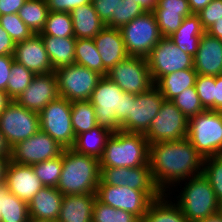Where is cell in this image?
Here are the masks:
<instances>
[{"label":"cell","mask_w":222,"mask_h":222,"mask_svg":"<svg viewBox=\"0 0 222 222\" xmlns=\"http://www.w3.org/2000/svg\"><path fill=\"white\" fill-rule=\"evenodd\" d=\"M203 162L204 158L187 137L149 144L148 163L154 182L163 194L169 193L178 183L180 186L181 181L201 175Z\"/></svg>","instance_id":"1"},{"label":"cell","mask_w":222,"mask_h":222,"mask_svg":"<svg viewBox=\"0 0 222 222\" xmlns=\"http://www.w3.org/2000/svg\"><path fill=\"white\" fill-rule=\"evenodd\" d=\"M99 159L72 148L63 150V165L57 190L63 195L96 194L100 182Z\"/></svg>","instance_id":"2"},{"label":"cell","mask_w":222,"mask_h":222,"mask_svg":"<svg viewBox=\"0 0 222 222\" xmlns=\"http://www.w3.org/2000/svg\"><path fill=\"white\" fill-rule=\"evenodd\" d=\"M149 143L142 133L117 131L106 141L100 167L134 168L148 164Z\"/></svg>","instance_id":"3"},{"label":"cell","mask_w":222,"mask_h":222,"mask_svg":"<svg viewBox=\"0 0 222 222\" xmlns=\"http://www.w3.org/2000/svg\"><path fill=\"white\" fill-rule=\"evenodd\" d=\"M184 182L185 187L176 196L178 201L175 204L189 222H200L222 210L210 182L203 174L190 177Z\"/></svg>","instance_id":"4"},{"label":"cell","mask_w":222,"mask_h":222,"mask_svg":"<svg viewBox=\"0 0 222 222\" xmlns=\"http://www.w3.org/2000/svg\"><path fill=\"white\" fill-rule=\"evenodd\" d=\"M95 108L97 124L110 132L121 131L123 90L109 77L102 76L89 100Z\"/></svg>","instance_id":"5"},{"label":"cell","mask_w":222,"mask_h":222,"mask_svg":"<svg viewBox=\"0 0 222 222\" xmlns=\"http://www.w3.org/2000/svg\"><path fill=\"white\" fill-rule=\"evenodd\" d=\"M187 139L203 158L222 154V111L204 110L188 119Z\"/></svg>","instance_id":"6"},{"label":"cell","mask_w":222,"mask_h":222,"mask_svg":"<svg viewBox=\"0 0 222 222\" xmlns=\"http://www.w3.org/2000/svg\"><path fill=\"white\" fill-rule=\"evenodd\" d=\"M161 191H139L128 186H112L101 180L96 190V198L113 208L129 212L142 220L149 205L159 199Z\"/></svg>","instance_id":"7"},{"label":"cell","mask_w":222,"mask_h":222,"mask_svg":"<svg viewBox=\"0 0 222 222\" xmlns=\"http://www.w3.org/2000/svg\"><path fill=\"white\" fill-rule=\"evenodd\" d=\"M119 30L129 56L146 58L162 38L152 11H146Z\"/></svg>","instance_id":"8"},{"label":"cell","mask_w":222,"mask_h":222,"mask_svg":"<svg viewBox=\"0 0 222 222\" xmlns=\"http://www.w3.org/2000/svg\"><path fill=\"white\" fill-rule=\"evenodd\" d=\"M71 101L58 97L39 112L40 130L62 148H72L76 139L71 122Z\"/></svg>","instance_id":"9"},{"label":"cell","mask_w":222,"mask_h":222,"mask_svg":"<svg viewBox=\"0 0 222 222\" xmlns=\"http://www.w3.org/2000/svg\"><path fill=\"white\" fill-rule=\"evenodd\" d=\"M59 96L68 101L90 100L102 75L73 63L54 70Z\"/></svg>","instance_id":"10"},{"label":"cell","mask_w":222,"mask_h":222,"mask_svg":"<svg viewBox=\"0 0 222 222\" xmlns=\"http://www.w3.org/2000/svg\"><path fill=\"white\" fill-rule=\"evenodd\" d=\"M188 119L171 100H164L158 115L144 133L149 144L187 137Z\"/></svg>","instance_id":"11"},{"label":"cell","mask_w":222,"mask_h":222,"mask_svg":"<svg viewBox=\"0 0 222 222\" xmlns=\"http://www.w3.org/2000/svg\"><path fill=\"white\" fill-rule=\"evenodd\" d=\"M146 58L153 83L167 74L194 68V58L183 52L169 37H162Z\"/></svg>","instance_id":"12"},{"label":"cell","mask_w":222,"mask_h":222,"mask_svg":"<svg viewBox=\"0 0 222 222\" xmlns=\"http://www.w3.org/2000/svg\"><path fill=\"white\" fill-rule=\"evenodd\" d=\"M107 77L124 92L135 95L144 93L154 86L147 58L140 56H128L108 71Z\"/></svg>","instance_id":"13"},{"label":"cell","mask_w":222,"mask_h":222,"mask_svg":"<svg viewBox=\"0 0 222 222\" xmlns=\"http://www.w3.org/2000/svg\"><path fill=\"white\" fill-rule=\"evenodd\" d=\"M39 130V113L20 106L14 100L0 114V131L11 147Z\"/></svg>","instance_id":"14"},{"label":"cell","mask_w":222,"mask_h":222,"mask_svg":"<svg viewBox=\"0 0 222 222\" xmlns=\"http://www.w3.org/2000/svg\"><path fill=\"white\" fill-rule=\"evenodd\" d=\"M63 150L64 148L54 139L39 130L33 136L18 142L11 148L10 161L32 166L60 156Z\"/></svg>","instance_id":"15"},{"label":"cell","mask_w":222,"mask_h":222,"mask_svg":"<svg viewBox=\"0 0 222 222\" xmlns=\"http://www.w3.org/2000/svg\"><path fill=\"white\" fill-rule=\"evenodd\" d=\"M165 98L161 92L152 86L148 91L131 96L130 115L121 126V131L144 134L151 121L158 115Z\"/></svg>","instance_id":"16"},{"label":"cell","mask_w":222,"mask_h":222,"mask_svg":"<svg viewBox=\"0 0 222 222\" xmlns=\"http://www.w3.org/2000/svg\"><path fill=\"white\" fill-rule=\"evenodd\" d=\"M100 180L112 186H128L139 191H161L154 182L149 163L134 168L100 167Z\"/></svg>","instance_id":"17"},{"label":"cell","mask_w":222,"mask_h":222,"mask_svg":"<svg viewBox=\"0 0 222 222\" xmlns=\"http://www.w3.org/2000/svg\"><path fill=\"white\" fill-rule=\"evenodd\" d=\"M59 97L54 71L35 75L27 89L15 100L20 106L39 113L51 101Z\"/></svg>","instance_id":"18"},{"label":"cell","mask_w":222,"mask_h":222,"mask_svg":"<svg viewBox=\"0 0 222 222\" xmlns=\"http://www.w3.org/2000/svg\"><path fill=\"white\" fill-rule=\"evenodd\" d=\"M14 60L35 75L53 72L51 62L40 34L15 44Z\"/></svg>","instance_id":"19"},{"label":"cell","mask_w":222,"mask_h":222,"mask_svg":"<svg viewBox=\"0 0 222 222\" xmlns=\"http://www.w3.org/2000/svg\"><path fill=\"white\" fill-rule=\"evenodd\" d=\"M4 186L27 204L44 187L34 173L32 166L21 165L12 161H9L7 165Z\"/></svg>","instance_id":"20"},{"label":"cell","mask_w":222,"mask_h":222,"mask_svg":"<svg viewBox=\"0 0 222 222\" xmlns=\"http://www.w3.org/2000/svg\"><path fill=\"white\" fill-rule=\"evenodd\" d=\"M152 12L162 37H170L193 14L188 0H156Z\"/></svg>","instance_id":"21"},{"label":"cell","mask_w":222,"mask_h":222,"mask_svg":"<svg viewBox=\"0 0 222 222\" xmlns=\"http://www.w3.org/2000/svg\"><path fill=\"white\" fill-rule=\"evenodd\" d=\"M93 39L104 66V76L129 56L118 28L105 26Z\"/></svg>","instance_id":"22"},{"label":"cell","mask_w":222,"mask_h":222,"mask_svg":"<svg viewBox=\"0 0 222 222\" xmlns=\"http://www.w3.org/2000/svg\"><path fill=\"white\" fill-rule=\"evenodd\" d=\"M194 58V70L199 75L219 76L222 74V40L204 33L199 41Z\"/></svg>","instance_id":"23"},{"label":"cell","mask_w":222,"mask_h":222,"mask_svg":"<svg viewBox=\"0 0 222 222\" xmlns=\"http://www.w3.org/2000/svg\"><path fill=\"white\" fill-rule=\"evenodd\" d=\"M63 197L55 187H42L28 203L29 216L57 222Z\"/></svg>","instance_id":"24"},{"label":"cell","mask_w":222,"mask_h":222,"mask_svg":"<svg viewBox=\"0 0 222 222\" xmlns=\"http://www.w3.org/2000/svg\"><path fill=\"white\" fill-rule=\"evenodd\" d=\"M96 194L66 195L57 222H92Z\"/></svg>","instance_id":"25"},{"label":"cell","mask_w":222,"mask_h":222,"mask_svg":"<svg viewBox=\"0 0 222 222\" xmlns=\"http://www.w3.org/2000/svg\"><path fill=\"white\" fill-rule=\"evenodd\" d=\"M70 15L76 39H93L105 27L92 2L76 7Z\"/></svg>","instance_id":"26"},{"label":"cell","mask_w":222,"mask_h":222,"mask_svg":"<svg viewBox=\"0 0 222 222\" xmlns=\"http://www.w3.org/2000/svg\"><path fill=\"white\" fill-rule=\"evenodd\" d=\"M205 32L199 16L193 13L183 19L181 26L169 38L183 52L194 57L200 38Z\"/></svg>","instance_id":"27"},{"label":"cell","mask_w":222,"mask_h":222,"mask_svg":"<svg viewBox=\"0 0 222 222\" xmlns=\"http://www.w3.org/2000/svg\"><path fill=\"white\" fill-rule=\"evenodd\" d=\"M41 37L54 70L75 63V37Z\"/></svg>","instance_id":"28"},{"label":"cell","mask_w":222,"mask_h":222,"mask_svg":"<svg viewBox=\"0 0 222 222\" xmlns=\"http://www.w3.org/2000/svg\"><path fill=\"white\" fill-rule=\"evenodd\" d=\"M197 75L194 68L176 71L160 77L154 86L161 92L165 100H172L183 90L194 87Z\"/></svg>","instance_id":"29"},{"label":"cell","mask_w":222,"mask_h":222,"mask_svg":"<svg viewBox=\"0 0 222 222\" xmlns=\"http://www.w3.org/2000/svg\"><path fill=\"white\" fill-rule=\"evenodd\" d=\"M112 132L99 125L76 136L72 149L82 155L100 158Z\"/></svg>","instance_id":"30"},{"label":"cell","mask_w":222,"mask_h":222,"mask_svg":"<svg viewBox=\"0 0 222 222\" xmlns=\"http://www.w3.org/2000/svg\"><path fill=\"white\" fill-rule=\"evenodd\" d=\"M171 193L163 194L159 199L154 200L141 222H189L172 199L168 200Z\"/></svg>","instance_id":"31"},{"label":"cell","mask_w":222,"mask_h":222,"mask_svg":"<svg viewBox=\"0 0 222 222\" xmlns=\"http://www.w3.org/2000/svg\"><path fill=\"white\" fill-rule=\"evenodd\" d=\"M0 213L1 222H28L30 218L28 204L4 185L0 186Z\"/></svg>","instance_id":"32"},{"label":"cell","mask_w":222,"mask_h":222,"mask_svg":"<svg viewBox=\"0 0 222 222\" xmlns=\"http://www.w3.org/2000/svg\"><path fill=\"white\" fill-rule=\"evenodd\" d=\"M48 13L46 0H26L17 14L34 34H39L45 26Z\"/></svg>","instance_id":"33"},{"label":"cell","mask_w":222,"mask_h":222,"mask_svg":"<svg viewBox=\"0 0 222 222\" xmlns=\"http://www.w3.org/2000/svg\"><path fill=\"white\" fill-rule=\"evenodd\" d=\"M71 122L75 136L98 126L95 108L89 100L72 101Z\"/></svg>","instance_id":"34"},{"label":"cell","mask_w":222,"mask_h":222,"mask_svg":"<svg viewBox=\"0 0 222 222\" xmlns=\"http://www.w3.org/2000/svg\"><path fill=\"white\" fill-rule=\"evenodd\" d=\"M75 63L104 76V66L94 39H76Z\"/></svg>","instance_id":"35"},{"label":"cell","mask_w":222,"mask_h":222,"mask_svg":"<svg viewBox=\"0 0 222 222\" xmlns=\"http://www.w3.org/2000/svg\"><path fill=\"white\" fill-rule=\"evenodd\" d=\"M41 36L74 37L70 12L49 11Z\"/></svg>","instance_id":"36"},{"label":"cell","mask_w":222,"mask_h":222,"mask_svg":"<svg viewBox=\"0 0 222 222\" xmlns=\"http://www.w3.org/2000/svg\"><path fill=\"white\" fill-rule=\"evenodd\" d=\"M35 74L15 60L11 66L6 92L12 100H16L30 85Z\"/></svg>","instance_id":"37"},{"label":"cell","mask_w":222,"mask_h":222,"mask_svg":"<svg viewBox=\"0 0 222 222\" xmlns=\"http://www.w3.org/2000/svg\"><path fill=\"white\" fill-rule=\"evenodd\" d=\"M63 165V152L60 156L32 165L33 171L45 187H57Z\"/></svg>","instance_id":"38"},{"label":"cell","mask_w":222,"mask_h":222,"mask_svg":"<svg viewBox=\"0 0 222 222\" xmlns=\"http://www.w3.org/2000/svg\"><path fill=\"white\" fill-rule=\"evenodd\" d=\"M92 222H141V220L129 212L113 208L96 198Z\"/></svg>","instance_id":"39"},{"label":"cell","mask_w":222,"mask_h":222,"mask_svg":"<svg viewBox=\"0 0 222 222\" xmlns=\"http://www.w3.org/2000/svg\"><path fill=\"white\" fill-rule=\"evenodd\" d=\"M202 174L208 179L222 206V154L204 158Z\"/></svg>","instance_id":"40"},{"label":"cell","mask_w":222,"mask_h":222,"mask_svg":"<svg viewBox=\"0 0 222 222\" xmlns=\"http://www.w3.org/2000/svg\"><path fill=\"white\" fill-rule=\"evenodd\" d=\"M178 109L190 119L206 110L200 101V98L196 92L195 86L185 89L171 100Z\"/></svg>","instance_id":"41"},{"label":"cell","mask_w":222,"mask_h":222,"mask_svg":"<svg viewBox=\"0 0 222 222\" xmlns=\"http://www.w3.org/2000/svg\"><path fill=\"white\" fill-rule=\"evenodd\" d=\"M0 25L15 44L30 38L34 34L17 13L0 15Z\"/></svg>","instance_id":"42"},{"label":"cell","mask_w":222,"mask_h":222,"mask_svg":"<svg viewBox=\"0 0 222 222\" xmlns=\"http://www.w3.org/2000/svg\"><path fill=\"white\" fill-rule=\"evenodd\" d=\"M123 0H92L100 20L107 27L118 28V8Z\"/></svg>","instance_id":"43"},{"label":"cell","mask_w":222,"mask_h":222,"mask_svg":"<svg viewBox=\"0 0 222 222\" xmlns=\"http://www.w3.org/2000/svg\"><path fill=\"white\" fill-rule=\"evenodd\" d=\"M214 86L215 76L197 75L195 89L206 110H214Z\"/></svg>","instance_id":"44"},{"label":"cell","mask_w":222,"mask_h":222,"mask_svg":"<svg viewBox=\"0 0 222 222\" xmlns=\"http://www.w3.org/2000/svg\"><path fill=\"white\" fill-rule=\"evenodd\" d=\"M147 10L134 0H123L118 8V29L126 25Z\"/></svg>","instance_id":"45"},{"label":"cell","mask_w":222,"mask_h":222,"mask_svg":"<svg viewBox=\"0 0 222 222\" xmlns=\"http://www.w3.org/2000/svg\"><path fill=\"white\" fill-rule=\"evenodd\" d=\"M202 28L206 31L215 22L222 19V0H212L198 13Z\"/></svg>","instance_id":"46"},{"label":"cell","mask_w":222,"mask_h":222,"mask_svg":"<svg viewBox=\"0 0 222 222\" xmlns=\"http://www.w3.org/2000/svg\"><path fill=\"white\" fill-rule=\"evenodd\" d=\"M49 11L71 12L78 6L91 3L92 0H46Z\"/></svg>","instance_id":"47"},{"label":"cell","mask_w":222,"mask_h":222,"mask_svg":"<svg viewBox=\"0 0 222 222\" xmlns=\"http://www.w3.org/2000/svg\"><path fill=\"white\" fill-rule=\"evenodd\" d=\"M14 61L13 55H0V89L6 91L11 66Z\"/></svg>","instance_id":"48"},{"label":"cell","mask_w":222,"mask_h":222,"mask_svg":"<svg viewBox=\"0 0 222 222\" xmlns=\"http://www.w3.org/2000/svg\"><path fill=\"white\" fill-rule=\"evenodd\" d=\"M15 42L0 25V55H13Z\"/></svg>","instance_id":"49"},{"label":"cell","mask_w":222,"mask_h":222,"mask_svg":"<svg viewBox=\"0 0 222 222\" xmlns=\"http://www.w3.org/2000/svg\"><path fill=\"white\" fill-rule=\"evenodd\" d=\"M26 0H0V15L15 14Z\"/></svg>","instance_id":"50"},{"label":"cell","mask_w":222,"mask_h":222,"mask_svg":"<svg viewBox=\"0 0 222 222\" xmlns=\"http://www.w3.org/2000/svg\"><path fill=\"white\" fill-rule=\"evenodd\" d=\"M214 86V110L222 111V74L215 76Z\"/></svg>","instance_id":"51"},{"label":"cell","mask_w":222,"mask_h":222,"mask_svg":"<svg viewBox=\"0 0 222 222\" xmlns=\"http://www.w3.org/2000/svg\"><path fill=\"white\" fill-rule=\"evenodd\" d=\"M132 95H133L132 93H127L123 91L124 105H123V113H122V125L127 121L128 116L130 115Z\"/></svg>","instance_id":"52"},{"label":"cell","mask_w":222,"mask_h":222,"mask_svg":"<svg viewBox=\"0 0 222 222\" xmlns=\"http://www.w3.org/2000/svg\"><path fill=\"white\" fill-rule=\"evenodd\" d=\"M210 36L222 40V19L215 22L210 28L206 30Z\"/></svg>","instance_id":"53"},{"label":"cell","mask_w":222,"mask_h":222,"mask_svg":"<svg viewBox=\"0 0 222 222\" xmlns=\"http://www.w3.org/2000/svg\"><path fill=\"white\" fill-rule=\"evenodd\" d=\"M11 146L0 131V157H11Z\"/></svg>","instance_id":"54"},{"label":"cell","mask_w":222,"mask_h":222,"mask_svg":"<svg viewBox=\"0 0 222 222\" xmlns=\"http://www.w3.org/2000/svg\"><path fill=\"white\" fill-rule=\"evenodd\" d=\"M212 0H188L192 13H198Z\"/></svg>","instance_id":"55"},{"label":"cell","mask_w":222,"mask_h":222,"mask_svg":"<svg viewBox=\"0 0 222 222\" xmlns=\"http://www.w3.org/2000/svg\"><path fill=\"white\" fill-rule=\"evenodd\" d=\"M10 157H0V186L4 185L7 165Z\"/></svg>","instance_id":"56"},{"label":"cell","mask_w":222,"mask_h":222,"mask_svg":"<svg viewBox=\"0 0 222 222\" xmlns=\"http://www.w3.org/2000/svg\"><path fill=\"white\" fill-rule=\"evenodd\" d=\"M13 100L8 96L7 92L0 89V114Z\"/></svg>","instance_id":"57"},{"label":"cell","mask_w":222,"mask_h":222,"mask_svg":"<svg viewBox=\"0 0 222 222\" xmlns=\"http://www.w3.org/2000/svg\"><path fill=\"white\" fill-rule=\"evenodd\" d=\"M137 3H139L143 8H145L147 11H152L153 7L156 4V0H134Z\"/></svg>","instance_id":"58"},{"label":"cell","mask_w":222,"mask_h":222,"mask_svg":"<svg viewBox=\"0 0 222 222\" xmlns=\"http://www.w3.org/2000/svg\"><path fill=\"white\" fill-rule=\"evenodd\" d=\"M200 222H222V210L216 214L208 216L206 219L201 220Z\"/></svg>","instance_id":"59"},{"label":"cell","mask_w":222,"mask_h":222,"mask_svg":"<svg viewBox=\"0 0 222 222\" xmlns=\"http://www.w3.org/2000/svg\"><path fill=\"white\" fill-rule=\"evenodd\" d=\"M28 222H55V221H52V220H39V219H35V218L30 217Z\"/></svg>","instance_id":"60"}]
</instances>
